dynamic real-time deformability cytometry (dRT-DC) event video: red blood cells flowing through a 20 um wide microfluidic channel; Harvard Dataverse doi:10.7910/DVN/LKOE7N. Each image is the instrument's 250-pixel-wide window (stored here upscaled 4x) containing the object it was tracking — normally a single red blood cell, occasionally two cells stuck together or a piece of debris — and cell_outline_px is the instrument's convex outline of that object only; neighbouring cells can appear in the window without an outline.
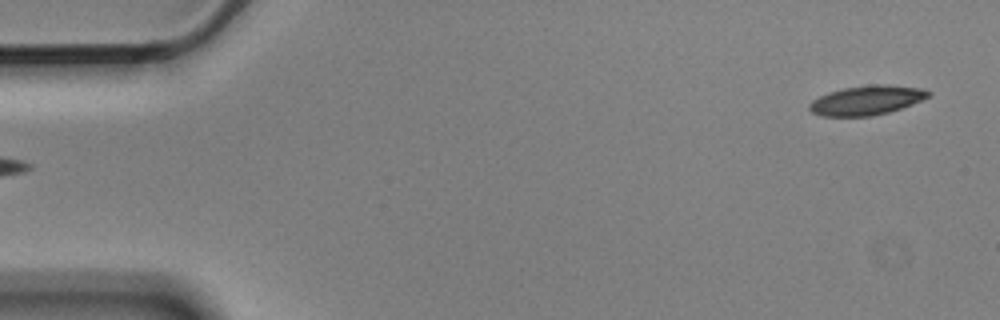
{"species": "Egyptian fruit bat (a non-hibernating species)", "species_latin": "Rousettus aegyptiacus", "temperature_condition": "cold", "stored_images_in_passage": 3, "segment_of_instrument_passage": [2, 2], "camera_frame_rate_fps": 3000, "um_per_image_px": 0.085, "animal": {"sex": "male"}, "frame": {"image": 1, "passage_image": 3, "time_ms": 0.667, "image_size_px": [1000, 320], "cell_outline_px": [[932, 92], [928, 96], [912, 104], [888, 112], [872, 116], [820, 116], [812, 112], [808, 108], [808, 104], [812, 100], [828, 92], [844, 88], [872, 84], [888, 84], [920, 88]], "centroid_in_image_um": [73.63, 8.52], "position_along_channel_um": 11.4, "area_um2": 20.29}}